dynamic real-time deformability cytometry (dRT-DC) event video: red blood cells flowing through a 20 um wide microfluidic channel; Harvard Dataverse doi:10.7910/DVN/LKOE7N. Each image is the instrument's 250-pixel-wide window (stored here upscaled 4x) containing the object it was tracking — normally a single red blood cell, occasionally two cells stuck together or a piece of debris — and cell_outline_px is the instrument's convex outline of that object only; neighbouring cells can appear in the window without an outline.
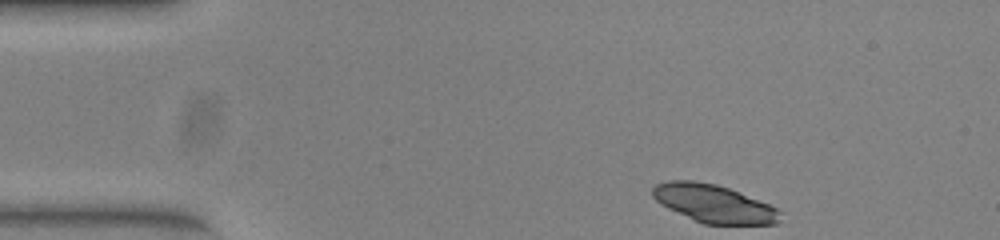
{"species": "common noctule bat (a hibernating species)", "species_latin": "Nyctalus noctula", "temperature_condition": "warm", "stored_images_in_passage": 45, "camera_frame_rate_fps": 3000, "um_per_image_px": 0.085, "animal": {"sex": "female", "body_mass_g": 23.0, "forearm_length_mm": 53.4}, "frame": {"image": 1, "passage_image": 1, "time_ms": 0.0, "image_size_px": [1000, 240], "cell_outline_px": [[780, 220], [776, 224], [704, 224], [668, 208], [656, 200], [652, 196], [652, 188], [656, 184], [668, 180], [692, 180], [716, 184], [728, 188], [768, 204], [776, 208], [780, 212]], "centroid_in_image_um": [60.65, 17.3], "position_along_channel_um": 24.4, "area_um2": 27.86}}